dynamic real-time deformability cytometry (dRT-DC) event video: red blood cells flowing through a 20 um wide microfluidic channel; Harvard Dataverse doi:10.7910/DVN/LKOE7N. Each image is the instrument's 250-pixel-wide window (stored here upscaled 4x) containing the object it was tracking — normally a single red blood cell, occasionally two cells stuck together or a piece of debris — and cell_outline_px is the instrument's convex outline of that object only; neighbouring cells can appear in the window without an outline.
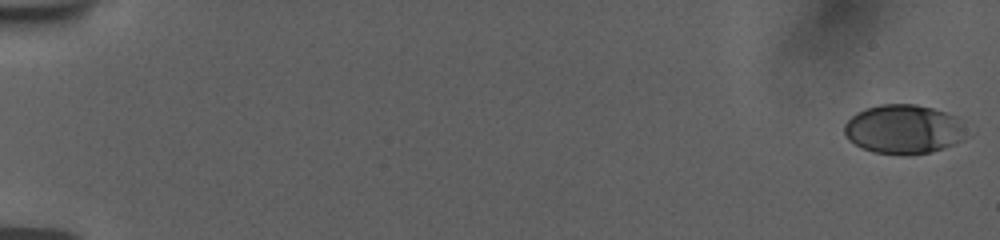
{"species": "human", "species_latin": "Homo sapiens", "temperature_condition": "room temperature", "stored_images_in_passage": 56, "camera_frame_rate_fps": 3000, "um_per_image_px": 0.085, "donor": {"sex": "female"}, "frame": {"image": 1, "passage_image": 1, "time_ms": 0.0, "image_size_px": [1000, 240], "cell_outline_px": [[976, 132], [972, 136], [964, 140], [944, 148], [928, 152], [872, 152], [848, 140], [844, 132], [844, 124], [856, 112], [864, 108], [880, 104], [916, 104], [932, 108], [956, 116]], "centroid_in_image_um": [76.93, 10.94], "position_along_channel_um": 8.1, "area_um2": 35.26}}
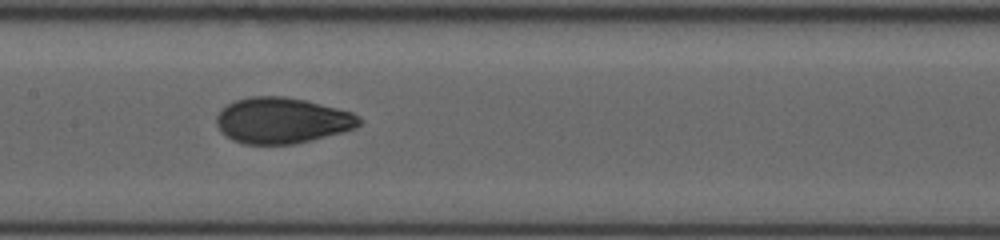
{"frame": {"image": 2, "passage_image": 30, "time_ms": 9.667, "image_size_px": [1000, 240], "cell_outline_px": [[364, 120], [356, 128], [292, 144], [244, 144], [232, 140], [216, 124], [216, 116], [220, 108], [236, 100], [252, 96], [284, 96], [304, 100], [352, 112], [360, 116]], "centroid_in_image_um": [23.97, 10.23], "position_along_channel_um": 183.4, "area_um2": 37.86}}
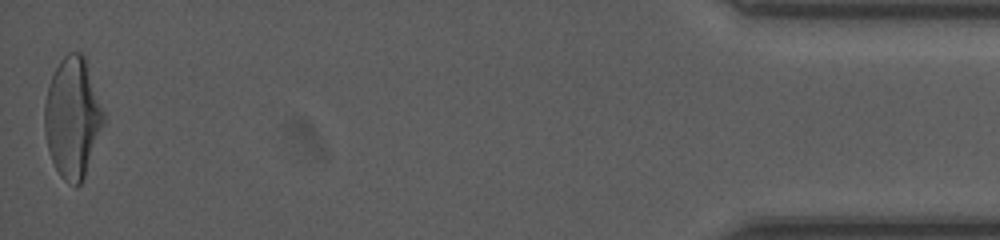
{"frame": {"image": 3, "passage_image": 56, "time_ms": 18.333, "image_size_px": [1000, 240], "cell_outline_px": [[104, 120], [84, 176], [80, 184], [76, 188], [64, 180], [60, 176], [52, 160], [48, 148], [44, 132], [44, 104], [48, 84], [60, 60], [68, 52], [80, 52], [84, 56], [104, 112]], "centroid_in_image_um": [6.14, 9.99], "position_along_channel_um": 429.1, "area_um2": 40.86}, "authors_computed_cell_mechanics": {"area_um2": 37.7434, "velocity_mm_per_s": 3.7635, "shape_relaxation_time_tau1_ms": 6.5211, "shape_relaxation_time_tau2_ms": 1.0309, "deformation_change_tau1": 0.2175, "deformation_change_tau2": 0.0563}}